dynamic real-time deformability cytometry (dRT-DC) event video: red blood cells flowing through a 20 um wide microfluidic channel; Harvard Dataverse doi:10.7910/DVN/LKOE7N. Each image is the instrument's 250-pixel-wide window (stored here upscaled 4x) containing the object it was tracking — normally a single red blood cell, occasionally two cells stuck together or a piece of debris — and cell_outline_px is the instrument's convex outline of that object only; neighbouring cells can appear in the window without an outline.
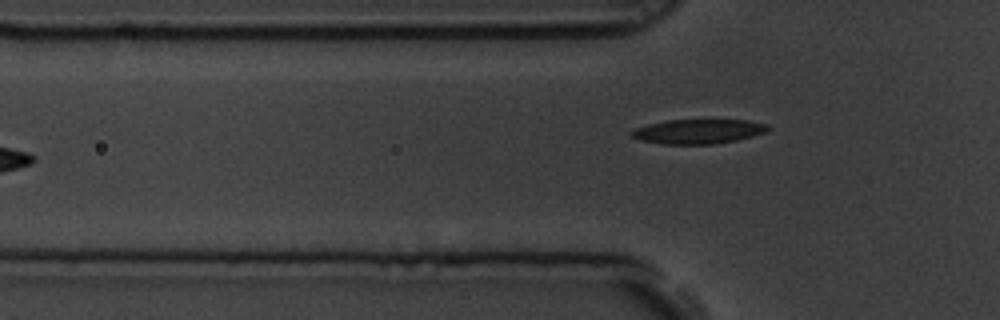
{"species": "common noctule bat (a hibernating species)", "species_latin": "Nyctalus noctula", "temperature_condition": "room temperature", "stored_images_in_passage": 8, "camera_frame_rate_fps": 3000, "um_per_image_px": 0.085, "animal": {"sex": "male", "body_mass_g": 19.5, "forearm_length_mm": 54.6}, "frame": {"image": 1, "passage_image": 6, "time_ms": 1.667, "image_size_px": [1000, 320], "cell_outline_px": [[768, 128], [764, 132], [752, 136], [736, 140], [716, 144], [660, 144], [640, 140], [632, 136], [628, 132], [636, 128], [648, 124], [668, 120], [744, 120], [768, 124]], "centroid_in_image_um": [59.3, 11.18], "position_along_channel_um": 66.5, "area_um2": 19.36}}
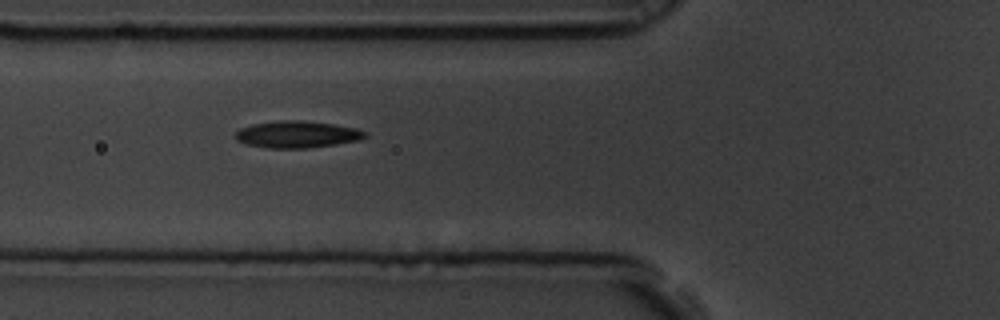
{"frame": {"image": 2, "passage_image": 7, "time_ms": 2.0, "image_size_px": [1000, 320], "cell_outline_px": [[368, 136], [360, 140], [336, 144], [308, 148], [268, 148], [248, 144], [236, 140], [232, 136], [240, 128], [252, 124], [280, 120], [304, 120], [332, 124], [356, 128], [368, 132]], "centroid_in_image_um": [25.26, 11.42], "position_along_channel_um": 100.5, "area_um2": 20.46}}
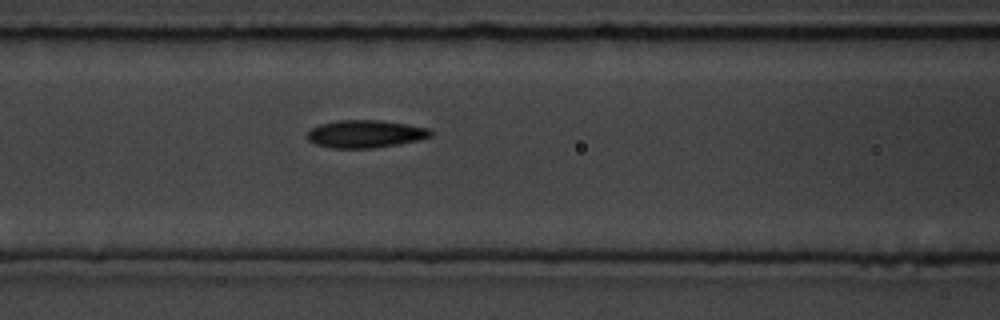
{"frame": {"image": 3, "passage_image": 8, "time_ms": 2.333, "image_size_px": [1000, 320], "cell_outline_px": [[432, 136], [420, 140], [372, 148], [332, 148], [316, 144], [308, 140], [308, 132], [312, 128], [320, 124], [336, 120], [380, 120], [408, 124], [432, 128]], "centroid_in_image_um": [31.1, 11.37], "position_along_channel_um": 135.5, "area_um2": 19.94}}